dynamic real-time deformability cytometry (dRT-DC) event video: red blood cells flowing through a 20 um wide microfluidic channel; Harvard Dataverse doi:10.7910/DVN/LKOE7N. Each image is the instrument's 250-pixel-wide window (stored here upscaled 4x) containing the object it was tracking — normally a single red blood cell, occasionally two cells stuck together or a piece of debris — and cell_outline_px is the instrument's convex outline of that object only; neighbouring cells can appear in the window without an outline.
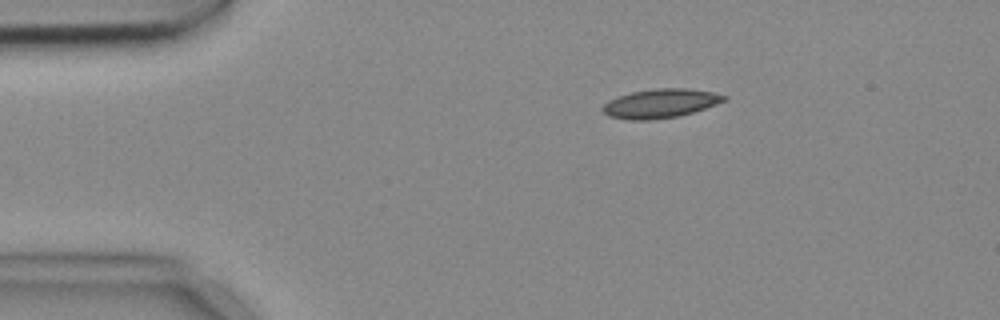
{"species": "common noctule bat (a hibernating species)", "species_latin": "Nyctalus noctula", "temperature_condition": "cold", "stored_images_in_passage": 5, "camera_frame_rate_fps": 3000, "um_per_image_px": 0.085, "animal": {"sex": "female", "body_mass_g": 18.4}, "frame": {"image": 1, "passage_image": 2, "time_ms": 0.333, "image_size_px": [1000, 320], "cell_outline_px": [[728, 100], [692, 112], [676, 116], [648, 120], [632, 120], [608, 116], [600, 108], [608, 100], [632, 92], [656, 88], [688, 88], [712, 92], [728, 96]], "centroid_in_image_um": [56.13, 8.78], "position_along_channel_um": 28.9, "area_um2": 20.35}}
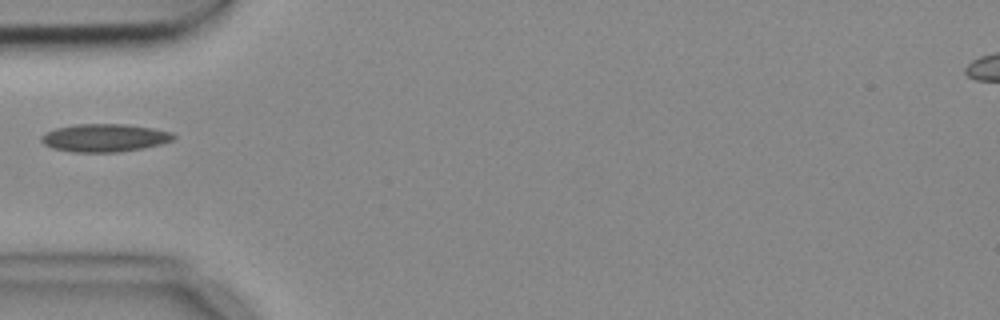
{"frame": {"image": 2, "passage_image": 4, "time_ms": 1.0, "image_size_px": [1000, 320], "cell_outline_px": [[176, 136], [172, 140], [160, 144], [144, 148], [120, 152], [72, 152], [52, 148], [44, 144], [40, 140], [40, 136], [44, 132], [56, 128], [76, 124], [128, 124], [152, 128], [172, 132]], "centroid_in_image_um": [8.86, 11.71], "position_along_channel_um": 76.1, "area_um2": 21.68}}